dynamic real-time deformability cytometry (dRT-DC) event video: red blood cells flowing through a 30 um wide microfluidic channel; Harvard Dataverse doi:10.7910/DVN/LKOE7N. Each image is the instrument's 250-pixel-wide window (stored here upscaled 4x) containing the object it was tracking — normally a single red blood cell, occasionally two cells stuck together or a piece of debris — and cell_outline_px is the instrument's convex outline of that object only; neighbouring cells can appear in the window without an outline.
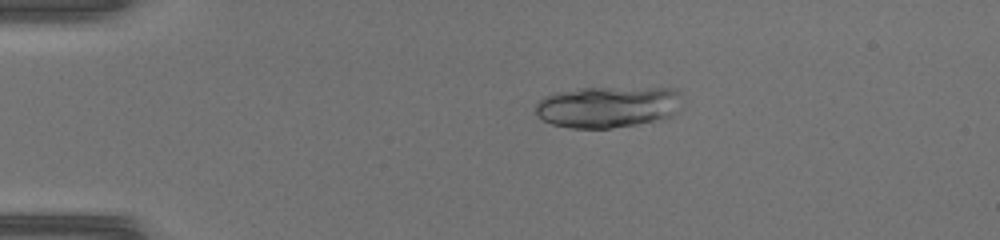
{"species": "common noctule bat (a hibernating species)", "species_latin": "Nyctalus noctula", "temperature_condition": "warm", "stored_images_in_passage": 38, "camera_frame_rate_fps": 3000, "um_per_image_px": 0.085, "animal": {"sex": "female", "body_mass_g": 17.0, "forearm_length_mm": 48.0}, "frame": {"image": 1, "passage_image": 12, "time_ms": 3.667, "image_size_px": [1000, 240], "cell_outline_px": [[648, 116], [644, 120], [604, 128], [588, 128], [560, 124], [544, 104], [548, 100], [560, 96], [584, 92], [600, 92], [648, 96]], "centroid_in_image_um": [50.86, 9.29], "position_along_channel_um": 34.1, "area_um2": 21.73}}
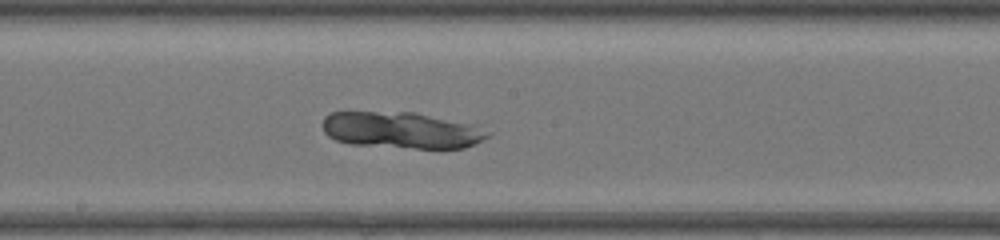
{"frame": {"image": 2, "passage_image": 28, "time_ms": 9.0, "image_size_px": [1000, 240], "cell_outline_px": [[476, 140], [468, 144], [456, 148], [424, 148], [340, 140], [332, 136], [324, 128], [324, 120], [328, 116], [336, 112], [360, 112], [420, 116], [448, 124]], "centroid_in_image_um": [33.55, 11.08], "position_along_channel_um": 214.7, "area_um2": 28.26}}
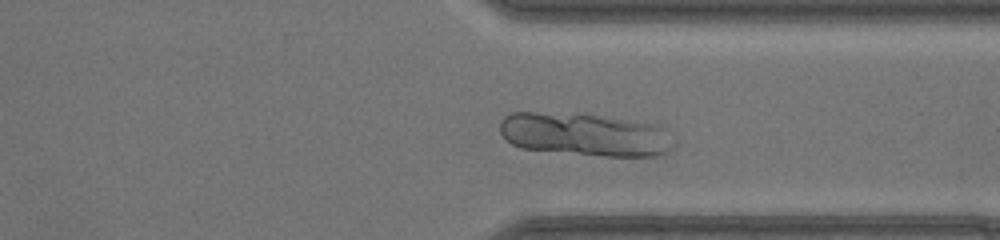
{"frame": {"image": 3, "passage_image": 38, "time_ms": 12.333, "image_size_px": [1000, 240], "cell_outline_px": [[648, 152], [632, 156], [624, 156], [528, 148], [516, 144], [508, 140], [504, 136], [524, 116], [544, 116], [556, 120]], "centroid_in_image_um": [47.99, 11.74], "position_along_channel_um": 363.4, "area_um2": 21.5}}